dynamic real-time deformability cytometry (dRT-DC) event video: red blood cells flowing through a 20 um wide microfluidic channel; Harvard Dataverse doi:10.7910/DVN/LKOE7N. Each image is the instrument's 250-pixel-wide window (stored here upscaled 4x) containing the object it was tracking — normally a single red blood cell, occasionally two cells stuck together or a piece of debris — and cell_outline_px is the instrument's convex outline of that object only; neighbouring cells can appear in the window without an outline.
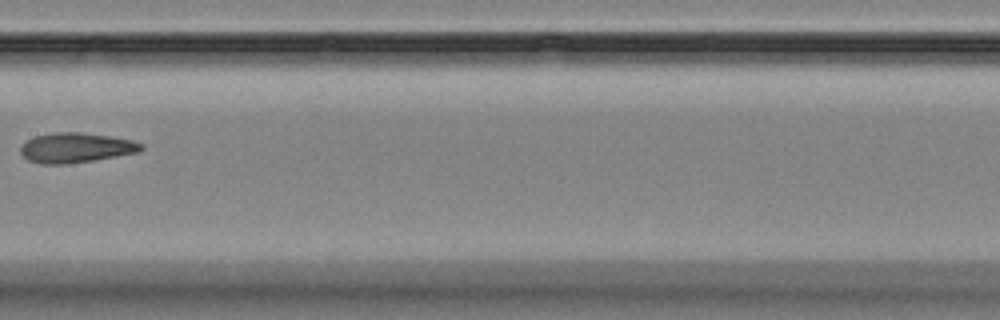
{"species": "Egyptian fruit bat (a non-hibernating species)", "species_latin": "Rousettus aegyptiacus", "temperature_condition": "room temperature", "stored_images_in_passage": 9, "camera_frame_rate_fps": 3000, "um_per_image_px": 0.085, "animal": {"sex": "female"}, "frame": {"image": 1, "passage_image": 7, "time_ms": 8.0, "image_size_px": [1000, 320], "cell_outline_px": [[144, 148], [140, 152], [92, 160], [64, 164], [40, 164], [28, 160], [20, 152], [20, 148], [24, 140], [36, 136], [52, 132], [80, 132], [108, 136], [132, 140], [144, 144]], "centroid_in_image_um": [6.43, 12.55], "position_along_channel_um": 201.0, "area_um2": 21.04}}
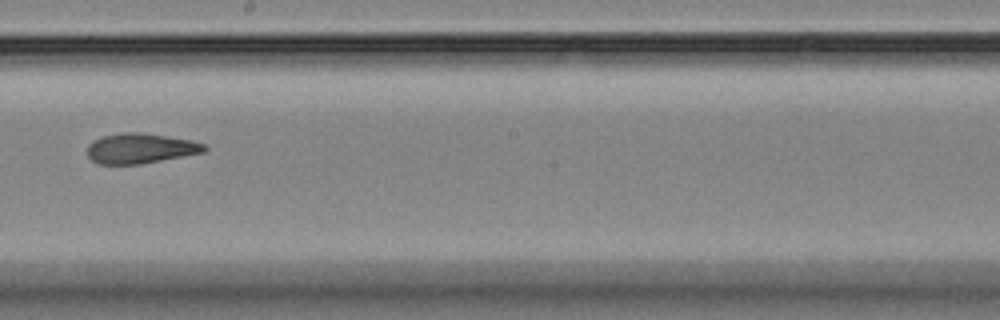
{"frame": {"image": 2, "passage_image": 8, "time_ms": 9.0, "image_size_px": [1000, 320], "cell_outline_px": [[208, 148], [204, 152], [140, 164], [100, 164], [92, 160], [88, 156], [88, 144], [92, 140], [104, 136], [120, 132], [140, 132], [192, 140], [204, 144]], "centroid_in_image_um": [11.92, 12.6], "position_along_channel_um": 236.3, "area_um2": 20.46}}
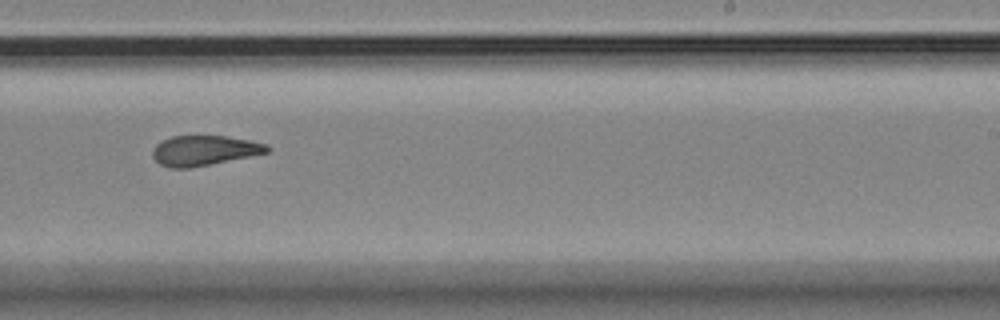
{"frame": {"image": 3, "passage_image": 9, "time_ms": 10.0, "image_size_px": [1000, 320], "cell_outline_px": [[272, 148], [268, 152], [192, 168], [168, 168], [160, 164], [152, 156], [152, 152], [156, 144], [160, 140], [172, 136], [224, 136], [248, 140], [268, 144]], "centroid_in_image_um": [17.33, 12.79], "position_along_channel_um": 271.7, "area_um2": 20.06}}